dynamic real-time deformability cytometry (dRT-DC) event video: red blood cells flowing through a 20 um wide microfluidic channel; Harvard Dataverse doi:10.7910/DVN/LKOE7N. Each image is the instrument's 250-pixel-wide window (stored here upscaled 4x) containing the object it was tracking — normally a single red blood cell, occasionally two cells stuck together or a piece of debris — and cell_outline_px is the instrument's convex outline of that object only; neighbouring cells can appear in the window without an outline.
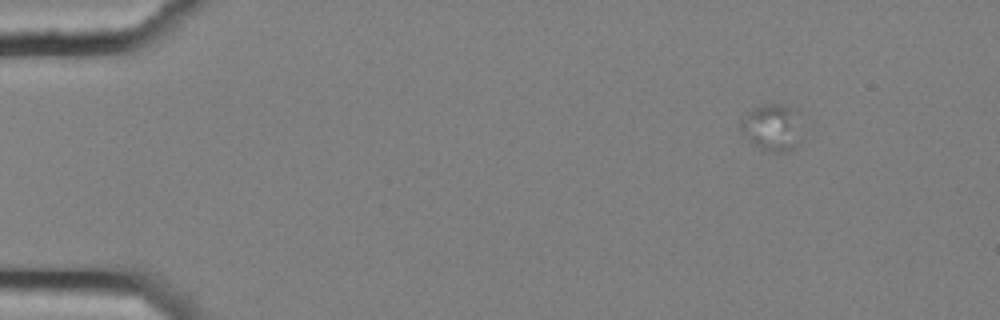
{"species": "common noctule bat (a hibernating species)", "species_latin": "Nyctalus noctula", "temperature_condition": "cold", "stored_images_in_passage": 5, "camera_frame_rate_fps": 3000, "um_per_image_px": 0.085, "animal": {"sex": "female", "body_mass_g": 25.1}, "frame": {"image": 1, "passage_image": 3, "time_ms": 0.667, "image_size_px": [1000, 320], "cell_outline_px": [[800, 108], [796, 144], [792, 148], [784, 152], [764, 152], [748, 140], [740, 128], [740, 120], [752, 108], [764, 104], [780, 104]], "centroid_in_image_um": [65.6, 10.8], "position_along_channel_um": 19.4, "area_um2": 16.7}}